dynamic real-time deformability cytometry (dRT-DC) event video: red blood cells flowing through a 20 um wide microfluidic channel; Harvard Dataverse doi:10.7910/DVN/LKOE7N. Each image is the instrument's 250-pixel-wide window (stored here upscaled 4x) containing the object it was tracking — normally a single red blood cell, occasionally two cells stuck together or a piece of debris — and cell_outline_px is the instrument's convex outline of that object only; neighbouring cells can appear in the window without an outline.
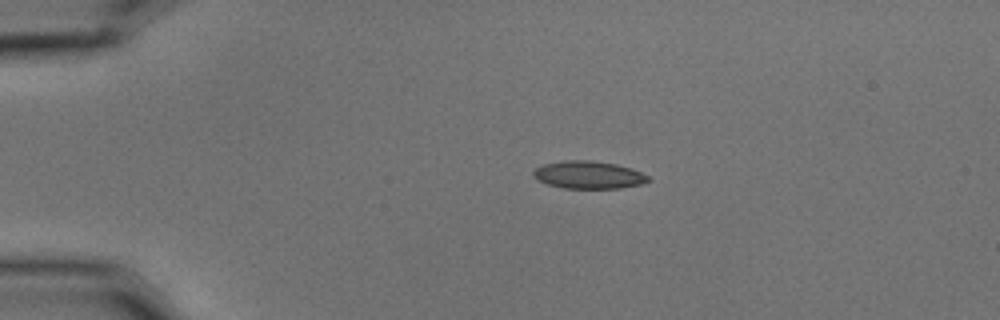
{"species": "common noctule bat (a hibernating species)", "species_latin": "Nyctalus noctula", "temperature_condition": "cold", "stored_images_in_passage": 3, "camera_frame_rate_fps": 3000, "um_per_image_px": 0.085, "animal": {"sex": "male", "body_mass_g": 15.6}, "frame": {"image": 1, "passage_image": 1, "time_ms": 0.0, "image_size_px": [1000, 320], "cell_outline_px": [[652, 180], [644, 184], [620, 188], [564, 188], [548, 184], [532, 176], [532, 172], [536, 168], [544, 164], [564, 160], [592, 160], [616, 164], [632, 168], [648, 176]], "centroid_in_image_um": [50.06, 14.86], "position_along_channel_um": 34.9, "area_um2": 18.55}}
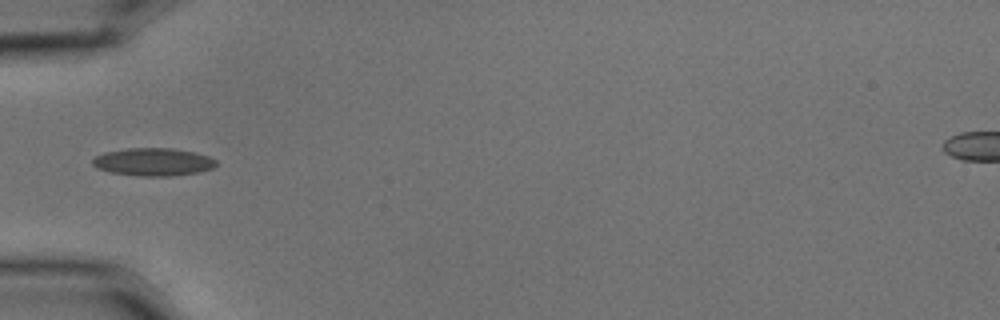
{"frame": {"image": 2, "passage_image": 3, "time_ms": 0.667, "image_size_px": [1000, 320], "cell_outline_px": [[216, 164], [212, 168], [200, 172], [172, 176], [140, 176], [112, 172], [96, 168], [92, 164], [92, 160], [96, 156], [104, 152], [128, 148], [172, 148], [196, 152], [208, 156], [216, 160]], "centroid_in_image_um": [13.03, 13.76], "position_along_channel_um": 72.0, "area_um2": 20.06}}